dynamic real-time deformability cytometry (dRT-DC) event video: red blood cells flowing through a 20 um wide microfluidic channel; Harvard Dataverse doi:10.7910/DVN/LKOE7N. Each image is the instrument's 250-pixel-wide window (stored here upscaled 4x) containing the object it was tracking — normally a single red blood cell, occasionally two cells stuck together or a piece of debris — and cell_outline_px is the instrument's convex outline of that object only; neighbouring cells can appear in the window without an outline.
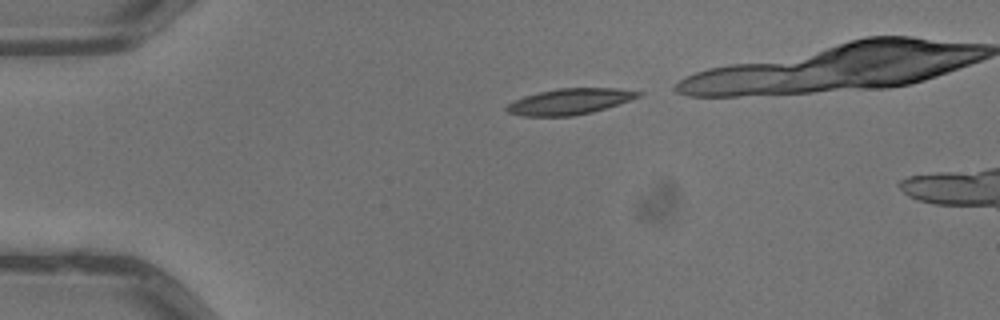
{"species": "common noctule bat (a hibernating species)", "species_latin": "Nyctalus noctula", "temperature_condition": "warm", "stored_images_in_passage": 3, "camera_frame_rate_fps": 3000, "um_per_image_px": 0.085, "animal": {"sex": "male", "body_mass_g": 13.3}, "frame": {"image": 1, "passage_image": 1, "time_ms": 0.0, "image_size_px": [1000, 320], "cell_outline_px": [[644, 92], [640, 96], [592, 112], [572, 116], [524, 116], [508, 112], [504, 108], [508, 104], [524, 96], [540, 92], [560, 88], [616, 88]], "centroid_in_image_um": [48.41, 8.63], "position_along_channel_um": 36.6, "area_um2": 19.54}}